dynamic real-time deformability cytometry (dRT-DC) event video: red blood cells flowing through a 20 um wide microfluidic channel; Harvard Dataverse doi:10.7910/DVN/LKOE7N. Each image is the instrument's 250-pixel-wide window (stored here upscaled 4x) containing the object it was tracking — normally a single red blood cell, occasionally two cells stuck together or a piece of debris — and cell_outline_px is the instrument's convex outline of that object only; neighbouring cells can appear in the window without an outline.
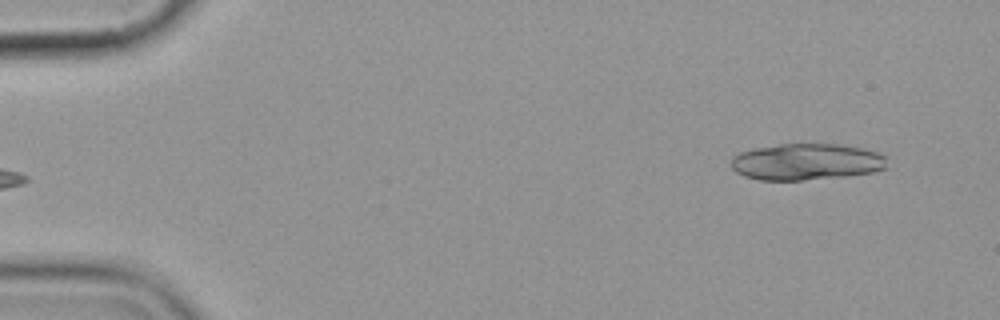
{"species": "common noctule bat (a hibernating species)", "species_latin": "Nyctalus noctula", "temperature_condition": "cold", "stored_images_in_passage": 6, "camera_frame_rate_fps": 3000, "um_per_image_px": 0.085, "animal": {"sex": "female", "body_mass_g": 19.9}, "frame": {"image": 1, "passage_image": 6, "time_ms": 6.667, "image_size_px": [1000, 320], "cell_outline_px": [[888, 168], [872, 172], [844, 176], [800, 180], [760, 180], [744, 176], [736, 172], [728, 164], [732, 156], [740, 152], [756, 148], [780, 144], [836, 144], [864, 148], [888, 156]], "centroid_in_image_um": [68.55, 13.75], "position_along_channel_um": 16.4, "area_um2": 33.47}}